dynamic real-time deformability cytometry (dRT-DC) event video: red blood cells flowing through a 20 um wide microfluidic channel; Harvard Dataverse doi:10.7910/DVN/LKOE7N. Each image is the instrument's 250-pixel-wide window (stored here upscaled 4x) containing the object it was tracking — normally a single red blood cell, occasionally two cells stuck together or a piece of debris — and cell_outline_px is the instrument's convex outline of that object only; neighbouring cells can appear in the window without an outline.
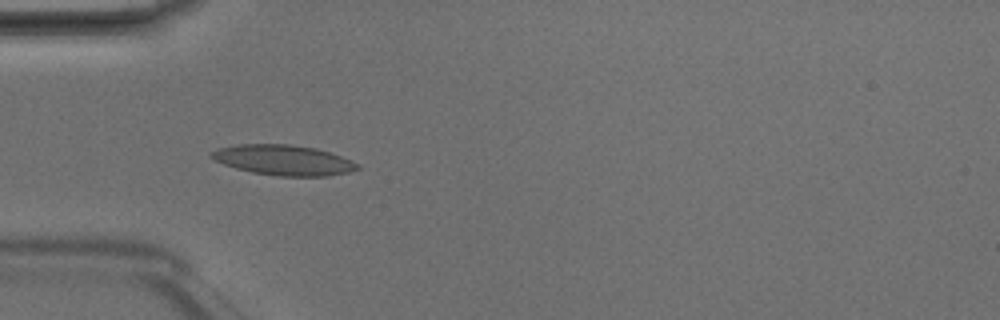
{"species": "Egyptian fruit bat (a non-hibernating species)", "species_latin": "Rousettus aegyptiacus", "temperature_condition": "room temperature", "stored_images_in_passage": 6, "camera_frame_rate_fps": 3000, "um_per_image_px": 0.085, "animal": {"sex": "male"}, "frame": {"image": 1, "passage_image": 5, "time_ms": 1.333, "image_size_px": [1000, 320], "cell_outline_px": [[360, 168], [348, 172], [328, 176], [280, 176], [252, 172], [236, 168], [224, 164], [208, 156], [212, 152], [220, 148], [240, 144], [288, 144], [316, 148], [340, 156], [360, 164]], "centroid_in_image_um": [24.12, 13.61], "position_along_channel_um": 60.9, "area_um2": 25.49}}